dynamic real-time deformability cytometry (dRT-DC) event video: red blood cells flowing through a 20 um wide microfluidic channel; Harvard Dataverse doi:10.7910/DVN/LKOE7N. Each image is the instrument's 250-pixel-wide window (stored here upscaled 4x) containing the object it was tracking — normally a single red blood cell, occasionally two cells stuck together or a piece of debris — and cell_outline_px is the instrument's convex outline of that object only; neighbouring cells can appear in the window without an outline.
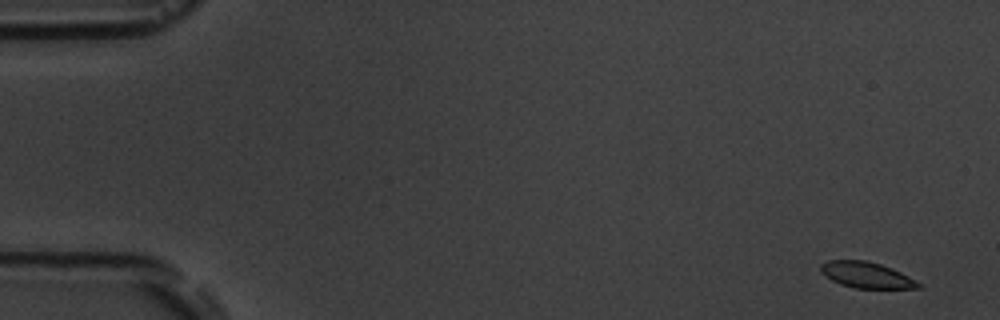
{"species": "common noctule bat (a hibernating species)", "species_latin": "Nyctalus noctula", "temperature_condition": "room temperature", "stored_images_in_passage": 11, "camera_frame_rate_fps": 3000, "um_per_image_px": 0.085, "animal": {"sex": "male", "body_mass_g": 19.5, "forearm_length_mm": 54.6}, "frame": {"image": 1, "passage_image": 1, "time_ms": 0.0, "image_size_px": [1000, 320], "cell_outline_px": [[924, 288], [856, 288], [840, 284], [824, 276], [820, 272], [820, 264], [828, 260], [868, 260], [892, 268], [916, 280]], "centroid_in_image_um": [73.62, 23.37], "position_along_channel_um": 11.4, "area_um2": 14.85}}
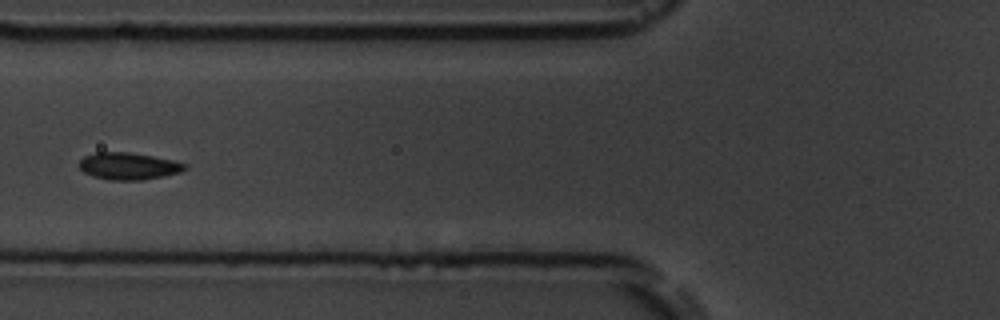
{"frame": {"image": 2, "passage_image": 6, "time_ms": 6.667, "image_size_px": [1000, 320], "cell_outline_px": [[188, 168], [180, 172], [164, 176], [140, 180], [112, 180], [92, 176], [84, 172], [76, 164], [84, 156], [96, 152], [128, 152], [152, 156], [172, 160], [188, 164]], "centroid_in_image_um": [10.91, 14.11], "position_along_channel_um": 114.9, "area_um2": 16.7}}
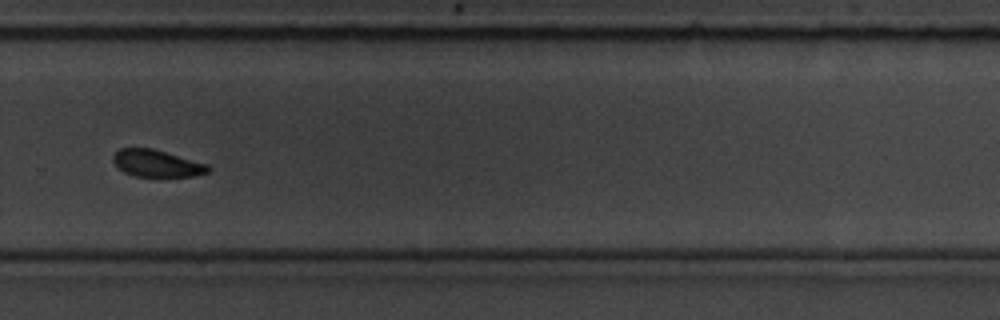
{"frame": {"image": 3, "passage_image": 11, "time_ms": 12.333, "image_size_px": [1000, 320], "cell_outline_px": [[212, 168], [208, 172], [192, 176], [136, 176], [124, 172], [112, 160], [112, 156], [120, 148], [152, 148], [208, 164]], "centroid_in_image_um": [13.34, 13.88], "position_along_channel_um": 316.5, "area_um2": 14.8}}